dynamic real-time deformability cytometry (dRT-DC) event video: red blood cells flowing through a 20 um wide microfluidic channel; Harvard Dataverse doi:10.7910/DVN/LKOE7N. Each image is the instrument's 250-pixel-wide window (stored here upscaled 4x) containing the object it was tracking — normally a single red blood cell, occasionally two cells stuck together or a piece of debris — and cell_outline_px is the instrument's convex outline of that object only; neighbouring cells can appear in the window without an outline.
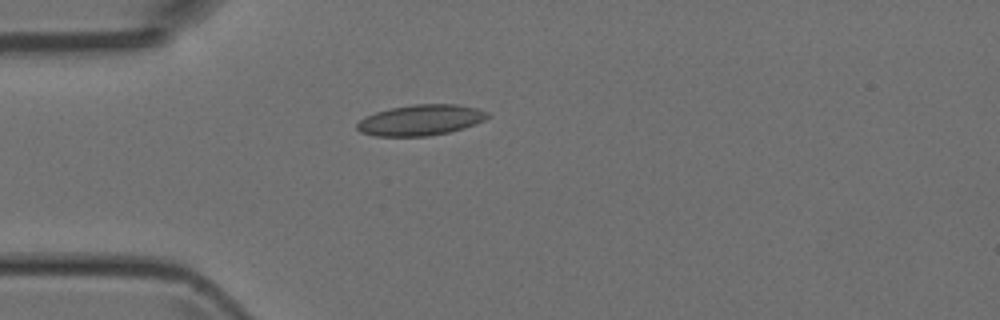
{"species": "Egyptian fruit bat (a non-hibernating species)", "species_latin": "Rousettus aegyptiacus", "temperature_condition": "room temperature", "stored_images_in_passage": 30, "camera_frame_rate_fps": 3000, "um_per_image_px": 0.085, "animal": {"sex": "female"}, "frame": {"image": 1, "passage_image": 1, "time_ms": 0.0, "image_size_px": [1000, 320], "cell_outline_px": [[492, 116], [484, 120], [464, 128], [448, 132], [428, 136], [376, 136], [360, 132], [356, 128], [356, 124], [360, 120], [376, 112], [392, 108], [412, 104], [456, 104], [476, 108], [488, 112]], "centroid_in_image_um": [35.78, 10.21], "position_along_channel_um": 49.2, "area_um2": 23.29}}
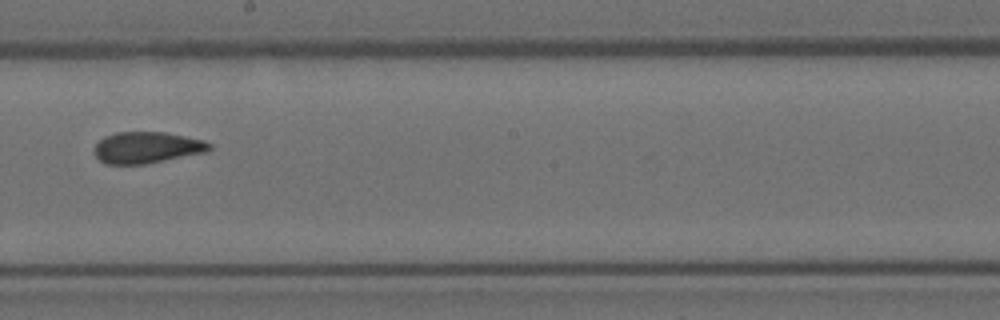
{"frame": {"image": 2, "passage_image": 15, "time_ms": 4.667, "image_size_px": [1000, 320], "cell_outline_px": [[212, 148], [208, 152], [144, 164], [104, 164], [92, 152], [96, 144], [104, 136], [116, 132], [164, 132], [204, 140], [212, 144]], "centroid_in_image_um": [12.48, 12.54], "position_along_channel_um": 235.7, "area_um2": 21.21}}
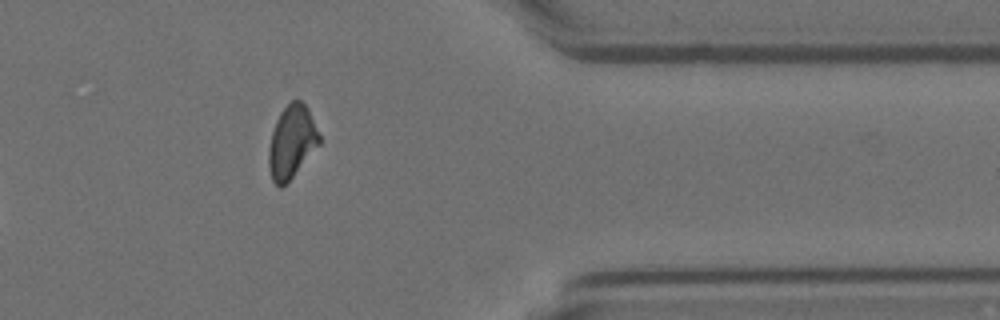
{"frame": {"image": 3, "passage_image": 27, "time_ms": 8.667, "image_size_px": [1000, 320], "cell_outline_px": [[320, 144], [292, 176], [280, 188], [272, 180], [268, 168], [268, 148], [272, 132], [276, 120], [280, 112], [292, 100], [300, 100], [308, 108], [320, 136]], "centroid_in_image_um": [24.78, 12.04], "position_along_channel_um": 386.6, "area_um2": 21.21}}